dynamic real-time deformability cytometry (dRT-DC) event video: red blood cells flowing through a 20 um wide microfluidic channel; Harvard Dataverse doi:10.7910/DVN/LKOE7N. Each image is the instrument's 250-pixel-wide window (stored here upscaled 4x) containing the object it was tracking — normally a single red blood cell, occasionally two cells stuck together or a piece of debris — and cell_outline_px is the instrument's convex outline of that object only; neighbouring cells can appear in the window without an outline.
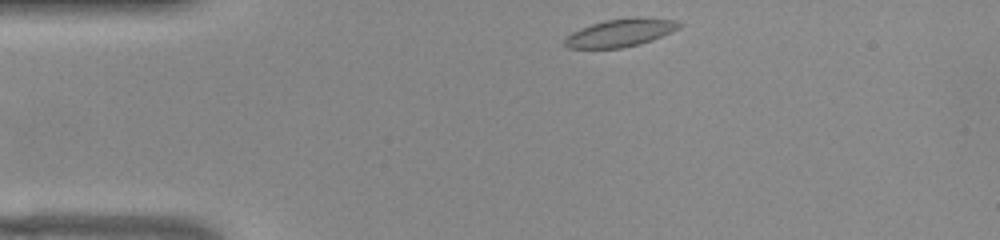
{"species": "common noctule bat (a hibernating species)", "species_latin": "Nyctalus noctula", "temperature_condition": "warm", "stored_images_in_passage": 44, "camera_frame_rate_fps": 3000, "um_per_image_px": 0.085, "animal": {"sex": "female", "body_mass_g": 22.0, "forearm_length_mm": 56.7}, "frame": {"image": 1, "passage_image": 1, "time_ms": 0.0, "image_size_px": [1000, 240], "cell_outline_px": [[684, 24], [680, 28], [672, 32], [652, 40], [640, 44], [620, 48], [568, 48], [564, 44], [564, 40], [572, 32], [580, 28], [604, 20], [632, 16], [636, 16], [680, 20]], "centroid_in_image_um": [52.81, 2.76], "position_along_channel_um": 32.2, "area_um2": 18.9}}
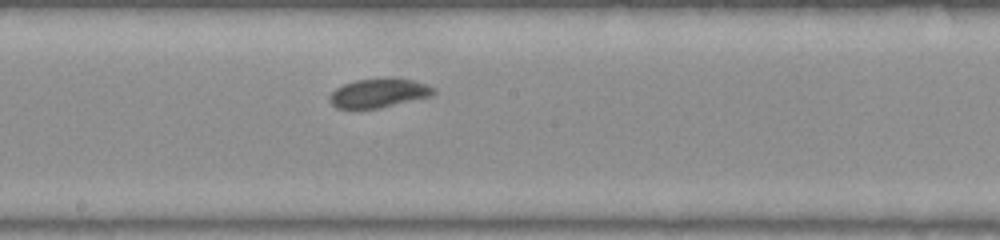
{"frame": {"image": 2, "passage_image": 19, "time_ms": 6.0, "image_size_px": [1000, 240], "cell_outline_px": [[436, 92], [432, 96], [380, 108], [336, 108], [328, 100], [328, 96], [336, 88], [344, 84], [356, 80], [388, 76], [412, 80], [436, 88]], "centroid_in_image_um": [32.2, 7.89], "position_along_channel_um": 216.0, "area_um2": 17.86}}
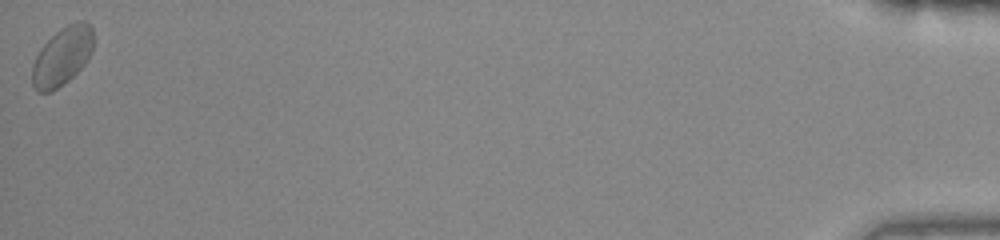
{"frame": {"image": 3, "passage_image": 44, "time_ms": 14.333, "image_size_px": [1000, 240], "cell_outline_px": [[92, 52], [84, 64], [68, 80], [52, 92], [36, 92], [32, 88], [32, 64], [40, 48], [60, 28], [76, 20], [84, 20], [92, 28]], "centroid_in_image_um": [5.26, 4.79], "position_along_channel_um": 429.9, "area_um2": 20.81}, "authors_computed_cell_mechanics": {"area_um2": 18.1492, "velocity_mm_per_s": 3.7947, "shape_relaxation_time_tau1_ms": 11.0637, "shape_relaxation_time_tau2_ms": 2.6659, "deformation_change_tau1": 0.2417, "deformation_change_tau2": 0.0502}}